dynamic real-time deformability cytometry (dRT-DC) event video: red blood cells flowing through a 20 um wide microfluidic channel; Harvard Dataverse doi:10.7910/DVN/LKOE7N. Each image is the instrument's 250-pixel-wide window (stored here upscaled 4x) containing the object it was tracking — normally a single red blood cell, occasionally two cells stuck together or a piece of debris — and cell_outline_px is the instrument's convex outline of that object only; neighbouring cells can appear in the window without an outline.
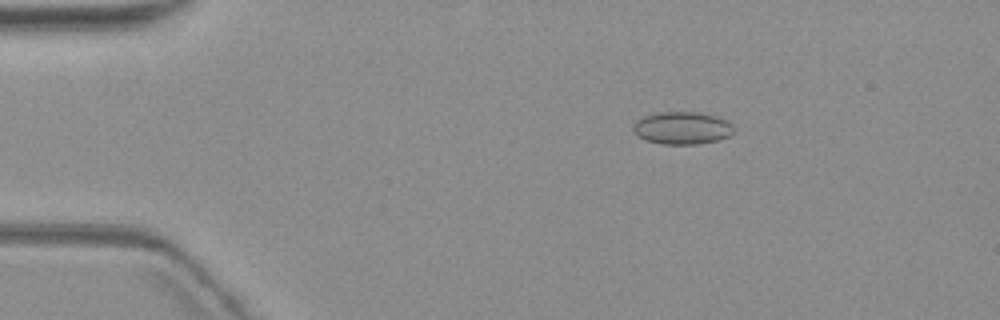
{"species": "common noctule bat (a hibernating species)", "species_latin": "Nyctalus noctula", "temperature_condition": "warm", "stored_images_in_passage": 6, "camera_frame_rate_fps": 3000, "um_per_image_px": 0.085, "animal": {"sex": "female", "body_mass_g": 19.3, "forearm_length_mm": 54.1}, "frame": {"image": 1, "passage_image": 3, "time_ms": 2.333, "image_size_px": [1000, 320], "cell_outline_px": [[736, 132], [732, 136], [720, 140], [696, 144], [660, 144], [644, 140], [632, 128], [632, 124], [640, 116], [656, 112], [700, 112], [716, 116], [728, 120], [732, 124]], "centroid_in_image_um": [58.01, 10.87], "position_along_channel_um": 27.0, "area_um2": 19.59}}
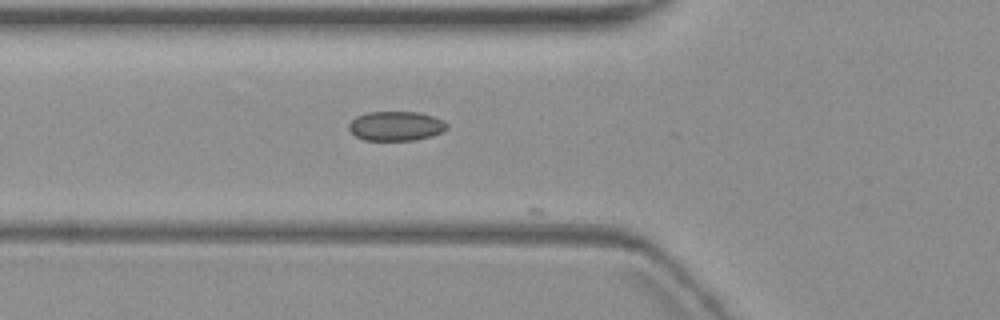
{"frame": {"image": 2, "passage_image": 6, "time_ms": 6.0, "image_size_px": [1000, 320], "cell_outline_px": [[448, 128], [444, 132], [432, 136], [412, 140], [364, 140], [356, 136], [348, 128], [348, 124], [356, 116], [368, 112], [420, 112], [444, 120], [448, 124]], "centroid_in_image_um": [33.68, 10.71], "position_along_channel_um": 92.1, "area_um2": 16.94}}